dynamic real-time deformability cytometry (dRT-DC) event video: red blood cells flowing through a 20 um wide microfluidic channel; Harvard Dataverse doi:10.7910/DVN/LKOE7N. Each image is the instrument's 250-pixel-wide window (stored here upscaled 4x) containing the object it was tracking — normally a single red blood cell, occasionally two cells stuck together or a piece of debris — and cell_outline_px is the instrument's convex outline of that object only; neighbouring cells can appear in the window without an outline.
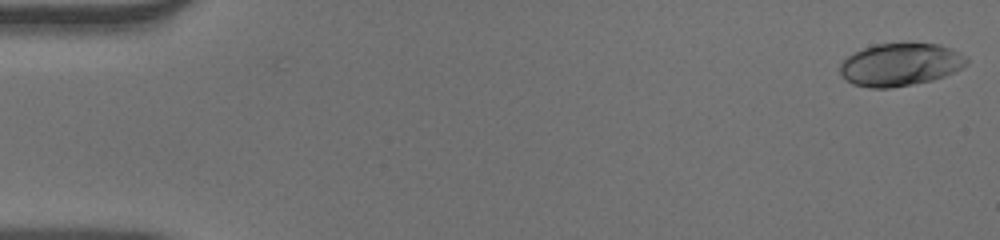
{"species": "human", "species_latin": "Homo sapiens", "temperature_condition": "warm", "stored_images_in_passage": 52, "camera_frame_rate_fps": 3000, "um_per_image_px": 0.085, "donor": {"sex": "male"}, "frame": {"image": 1, "passage_image": 1, "time_ms": 0.0, "image_size_px": [1000, 240], "cell_outline_px": [[968, 60], [960, 68], [944, 76], [932, 80], [892, 88], [868, 88], [852, 84], [840, 72], [840, 64], [848, 56], [864, 48], [876, 44], [940, 44], [952, 48], [968, 56]], "centroid_in_image_um": [76.54, 5.49], "position_along_channel_um": 8.5, "area_um2": 31.21}}
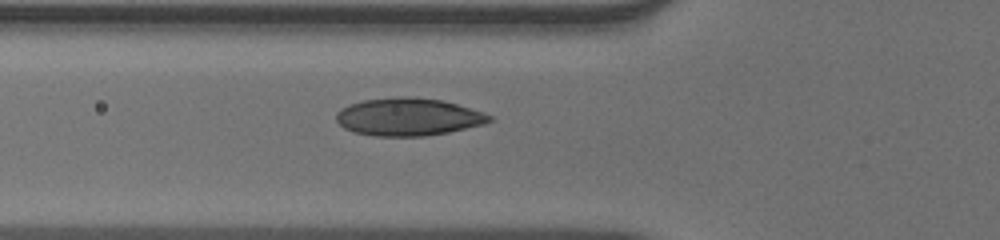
{"frame": {"image": 2, "passage_image": 19, "time_ms": 6.0, "image_size_px": [1000, 240], "cell_outline_px": [[492, 120], [484, 124], [448, 132], [424, 136], [372, 136], [352, 132], [344, 128], [336, 120], [336, 112], [340, 108], [348, 104], [364, 100], [404, 96], [408, 96], [440, 100], [456, 104], [484, 112], [492, 116]], "centroid_in_image_um": [34.67, 9.94], "position_along_channel_um": 91.1, "area_um2": 33.64}}
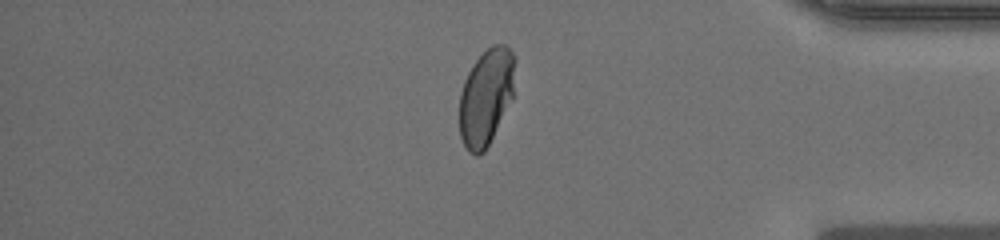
{"frame": {"image": 3, "passage_image": 44, "time_ms": 14.333, "image_size_px": [1000, 240], "cell_outline_px": [[512, 100], [484, 152], [476, 156], [468, 152], [460, 136], [460, 92], [464, 80], [472, 64], [492, 44], [504, 44], [512, 52]], "centroid_in_image_um": [41.27, 8.28], "position_along_channel_um": 393.9, "area_um2": 30.58}, "authors_computed_cell_mechanics": {"area_um2": 31.5299, "velocity_mm_per_s": 3.9283, "shape_relaxation_time_tau1_ms": 4.6372, "shape_relaxation_time_tau2_ms": null, "deformation_change_tau1": 0.175, "deformation_change_tau2": null}}